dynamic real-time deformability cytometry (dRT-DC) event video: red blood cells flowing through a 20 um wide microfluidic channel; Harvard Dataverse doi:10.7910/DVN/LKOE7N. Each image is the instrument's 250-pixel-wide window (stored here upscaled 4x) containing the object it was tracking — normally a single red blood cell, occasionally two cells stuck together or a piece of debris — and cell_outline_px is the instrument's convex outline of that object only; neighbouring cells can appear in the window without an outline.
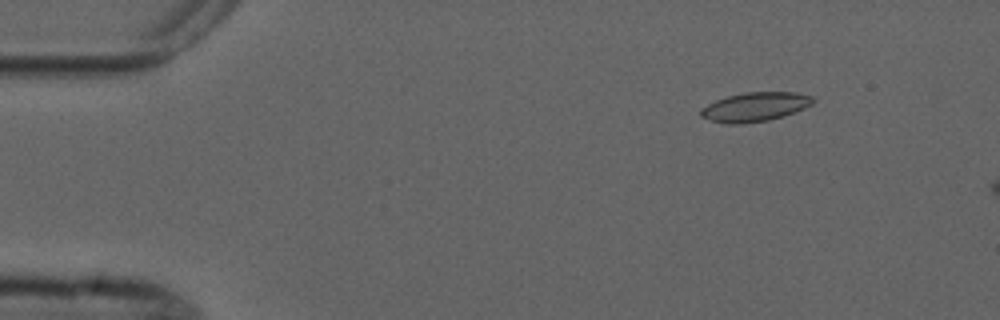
{"species": "common noctule bat (a hibernating species)", "species_latin": "Nyctalus noctula", "temperature_condition": "cold", "stored_images_in_passage": 3, "camera_frame_rate_fps": 3000, "um_per_image_px": 0.085, "animal": {"sex": "male", "forearm_length_mm": 52.5}, "frame": {"image": 1, "passage_image": 2, "time_ms": 1.333, "image_size_px": [1000, 320], "cell_outline_px": [[816, 100], [812, 104], [804, 108], [784, 116], [768, 120], [740, 124], [728, 124], [712, 120], [700, 116], [700, 108], [716, 100], [728, 96], [744, 92], [796, 92], [812, 96]], "centroid_in_image_um": [64.19, 9.08], "position_along_channel_um": 20.8, "area_um2": 19.02}}